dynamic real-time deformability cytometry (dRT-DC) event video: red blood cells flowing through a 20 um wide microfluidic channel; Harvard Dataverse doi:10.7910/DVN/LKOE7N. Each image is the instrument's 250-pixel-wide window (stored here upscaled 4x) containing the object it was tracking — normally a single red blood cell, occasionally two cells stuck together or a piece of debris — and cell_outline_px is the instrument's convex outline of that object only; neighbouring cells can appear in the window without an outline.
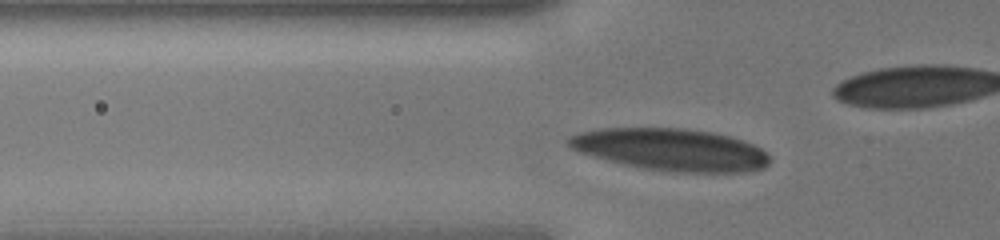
{"species": "human", "species_latin": "Homo sapiens", "temperature_condition": "cold", "stored_images_in_passage": 24, "camera_frame_rate_fps": 3000, "um_per_image_px": 0.085, "donor": {"sex": "male"}, "frame": {"image": 1, "passage_image": 2, "time_ms": 0.333, "image_size_px": [1000, 240], "cell_outline_px": [[772, 160], [764, 168], [744, 172], [676, 172], [644, 168], [624, 164], [592, 156], [580, 152], [572, 148], [568, 144], [568, 136], [580, 132], [596, 128], [688, 128], [712, 132], [732, 136], [744, 140], [768, 152]], "centroid_in_image_um": [57.07, 12.71], "position_along_channel_um": 68.7, "area_um2": 49.65}}
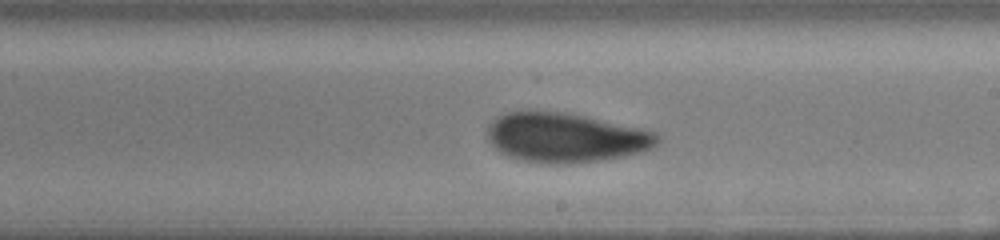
{"frame": {"image": 2, "passage_image": 12, "time_ms": 3.667, "image_size_px": [1000, 240], "cell_outline_px": [[660, 140], [652, 148], [640, 152], [624, 156], [600, 160], [572, 164], [544, 164], [524, 160], [508, 156], [500, 152], [488, 140], [488, 124], [496, 116], [508, 112], [564, 112], [584, 116], [640, 128], [656, 132], [660, 136]], "centroid_in_image_um": [48.07, 11.71], "position_along_channel_um": 240.9, "area_um2": 48.84}}
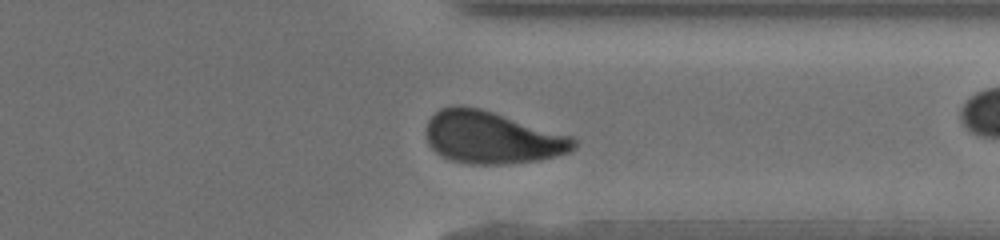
{"frame": {"image": 3, "passage_image": 20, "time_ms": 6.333, "image_size_px": [1000, 240], "cell_outline_px": [[576, 148], [572, 152], [540, 160], [500, 164], [468, 164], [452, 160], [436, 152], [428, 144], [428, 120], [440, 108], [452, 104], [460, 104], [480, 108], [572, 136], [576, 140]], "centroid_in_image_um": [41.84, 11.68], "position_along_channel_um": 369.6, "area_um2": 44.97}}